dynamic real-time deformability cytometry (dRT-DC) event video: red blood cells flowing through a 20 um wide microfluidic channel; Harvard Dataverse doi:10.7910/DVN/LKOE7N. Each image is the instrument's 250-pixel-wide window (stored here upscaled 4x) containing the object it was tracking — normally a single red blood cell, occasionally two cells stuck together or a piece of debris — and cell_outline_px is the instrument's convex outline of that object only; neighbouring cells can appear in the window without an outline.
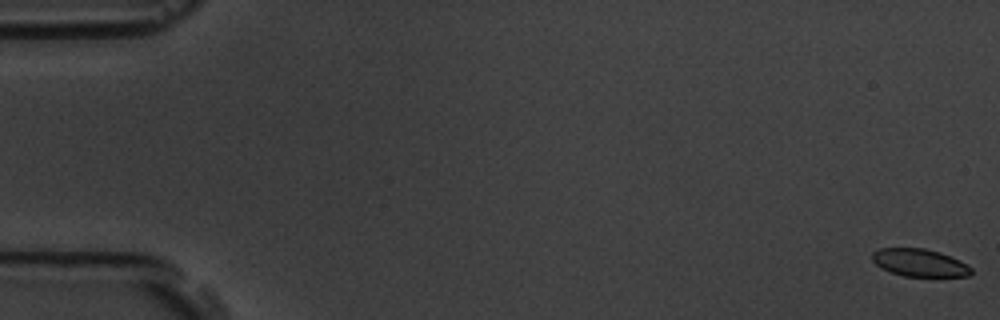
{"species": "common noctule bat (a hibernating species)", "species_latin": "Nyctalus noctula", "temperature_condition": "room temperature", "stored_images_in_passage": 4, "camera_frame_rate_fps": 3000, "um_per_image_px": 0.085, "animal": {"sex": "male", "body_mass_g": 19.5, "forearm_length_mm": 54.6}, "frame": {"image": 1, "passage_image": 1, "time_ms": 0.0, "image_size_px": [1000, 320], "cell_outline_px": [[972, 272], [968, 276], [904, 276], [880, 268], [872, 260], [872, 252], [880, 248], [924, 248], [940, 252], [952, 256], [960, 260], [972, 268]], "centroid_in_image_um": [78.16, 22.32], "position_along_channel_um": 6.8, "area_um2": 15.95}}